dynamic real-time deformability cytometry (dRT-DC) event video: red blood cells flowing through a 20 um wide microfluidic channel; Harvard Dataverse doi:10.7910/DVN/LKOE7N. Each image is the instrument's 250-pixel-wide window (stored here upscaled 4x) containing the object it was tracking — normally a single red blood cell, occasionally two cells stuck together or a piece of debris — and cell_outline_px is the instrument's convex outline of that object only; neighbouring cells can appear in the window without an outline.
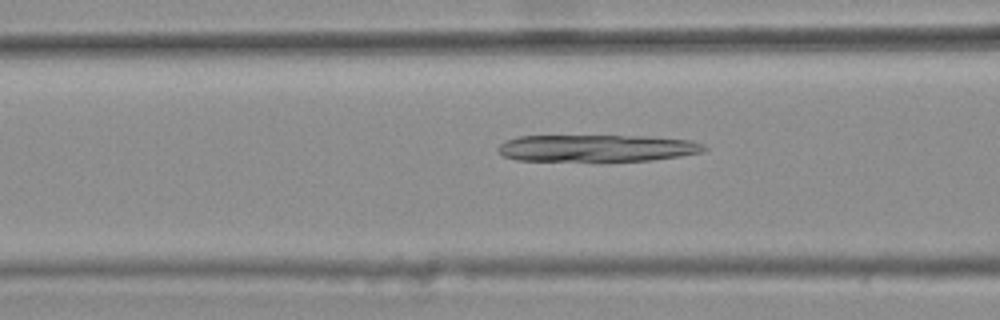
{"species": "common noctule bat (a hibernating species)", "species_latin": "Nyctalus noctula", "temperature_condition": "warm", "stored_images_in_passage": 37, "camera_frame_rate_fps": 3000, "um_per_image_px": 0.085, "animal": {"sex": "female", "body_mass_g": 25.1}, "frame": {"image": 1, "passage_image": 10, "time_ms": 3.0, "image_size_px": [1000, 320], "cell_outline_px": [[708, 148], [704, 152], [680, 156], [652, 160], [516, 160], [504, 156], [496, 148], [504, 140], [520, 136], [640, 136], [692, 140], [704, 144]], "centroid_in_image_um": [50.76, 12.58], "position_along_channel_um": 115.8, "area_um2": 32.14}}
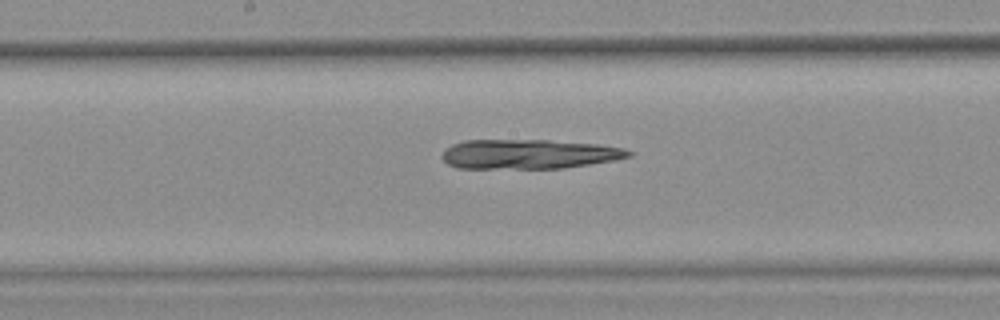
{"frame": {"image": 2, "passage_image": 17, "time_ms": 5.333, "image_size_px": [1000, 320], "cell_outline_px": [[632, 156], [616, 160], [564, 168], [456, 168], [448, 164], [440, 156], [444, 148], [452, 144], [464, 140], [548, 140], [596, 144], [624, 148], [632, 152]], "centroid_in_image_um": [44.92, 13.1], "position_along_channel_um": 203.3, "area_um2": 32.25}}
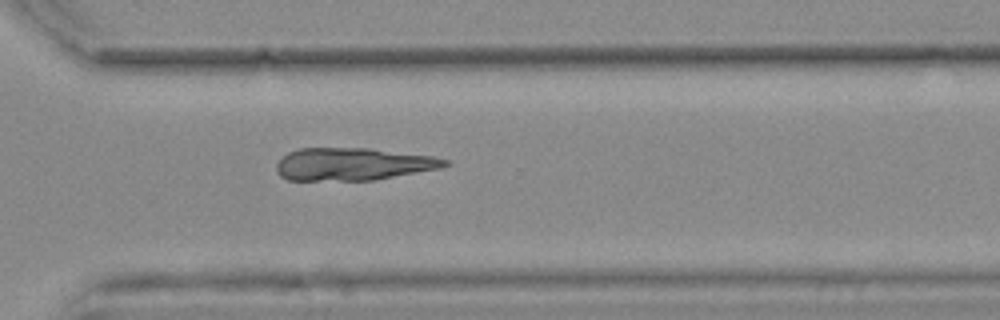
{"frame": {"image": 3, "passage_image": 28, "time_ms": 9.0, "image_size_px": [1000, 320], "cell_outline_px": [[452, 164], [440, 168], [372, 180], [288, 180], [280, 176], [276, 172], [276, 164], [288, 152], [300, 148], [368, 148], [432, 156], [448, 160]], "centroid_in_image_um": [29.98, 13.95], "position_along_channel_um": 340.6, "area_um2": 31.79}}